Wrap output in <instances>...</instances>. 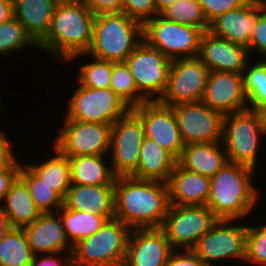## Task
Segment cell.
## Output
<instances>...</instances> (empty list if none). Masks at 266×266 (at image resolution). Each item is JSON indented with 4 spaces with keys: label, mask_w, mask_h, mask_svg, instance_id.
Returning a JSON list of instances; mask_svg holds the SVG:
<instances>
[{
    "label": "cell",
    "mask_w": 266,
    "mask_h": 266,
    "mask_svg": "<svg viewBox=\"0 0 266 266\" xmlns=\"http://www.w3.org/2000/svg\"><path fill=\"white\" fill-rule=\"evenodd\" d=\"M20 177L28 185L30 195L42 213H56L64 205V199L42 182L24 163Z\"/></svg>",
    "instance_id": "d6a6232c"
},
{
    "label": "cell",
    "mask_w": 266,
    "mask_h": 266,
    "mask_svg": "<svg viewBox=\"0 0 266 266\" xmlns=\"http://www.w3.org/2000/svg\"><path fill=\"white\" fill-rule=\"evenodd\" d=\"M177 159L154 140L144 137L137 170L131 175L136 179L167 183Z\"/></svg>",
    "instance_id": "484cf974"
},
{
    "label": "cell",
    "mask_w": 266,
    "mask_h": 266,
    "mask_svg": "<svg viewBox=\"0 0 266 266\" xmlns=\"http://www.w3.org/2000/svg\"><path fill=\"white\" fill-rule=\"evenodd\" d=\"M8 228H9V224L7 223L6 217L2 212V208L0 204V239L5 234Z\"/></svg>",
    "instance_id": "681fc988"
},
{
    "label": "cell",
    "mask_w": 266,
    "mask_h": 266,
    "mask_svg": "<svg viewBox=\"0 0 266 266\" xmlns=\"http://www.w3.org/2000/svg\"><path fill=\"white\" fill-rule=\"evenodd\" d=\"M258 2L261 5L263 11L266 13V0H258Z\"/></svg>",
    "instance_id": "816d5d0a"
},
{
    "label": "cell",
    "mask_w": 266,
    "mask_h": 266,
    "mask_svg": "<svg viewBox=\"0 0 266 266\" xmlns=\"http://www.w3.org/2000/svg\"><path fill=\"white\" fill-rule=\"evenodd\" d=\"M234 222L218 219L191 249L207 266H217L218 262L231 259L236 260V264L237 260L244 264L248 225Z\"/></svg>",
    "instance_id": "9c48e42d"
},
{
    "label": "cell",
    "mask_w": 266,
    "mask_h": 266,
    "mask_svg": "<svg viewBox=\"0 0 266 266\" xmlns=\"http://www.w3.org/2000/svg\"><path fill=\"white\" fill-rule=\"evenodd\" d=\"M131 228L109 219L93 235L73 246L72 266H123Z\"/></svg>",
    "instance_id": "5b68a950"
},
{
    "label": "cell",
    "mask_w": 266,
    "mask_h": 266,
    "mask_svg": "<svg viewBox=\"0 0 266 266\" xmlns=\"http://www.w3.org/2000/svg\"><path fill=\"white\" fill-rule=\"evenodd\" d=\"M108 156L79 155L68 157L71 167V183L77 185H114L113 173Z\"/></svg>",
    "instance_id": "83f0119b"
},
{
    "label": "cell",
    "mask_w": 266,
    "mask_h": 266,
    "mask_svg": "<svg viewBox=\"0 0 266 266\" xmlns=\"http://www.w3.org/2000/svg\"><path fill=\"white\" fill-rule=\"evenodd\" d=\"M259 118H260V123L264 129L265 132V137H266V105L262 106L258 111H257Z\"/></svg>",
    "instance_id": "f907efd6"
},
{
    "label": "cell",
    "mask_w": 266,
    "mask_h": 266,
    "mask_svg": "<svg viewBox=\"0 0 266 266\" xmlns=\"http://www.w3.org/2000/svg\"><path fill=\"white\" fill-rule=\"evenodd\" d=\"M31 266H72V252L34 254Z\"/></svg>",
    "instance_id": "7bdbcfd3"
},
{
    "label": "cell",
    "mask_w": 266,
    "mask_h": 266,
    "mask_svg": "<svg viewBox=\"0 0 266 266\" xmlns=\"http://www.w3.org/2000/svg\"><path fill=\"white\" fill-rule=\"evenodd\" d=\"M26 46L38 48V45L26 33L23 24L15 16L0 24V55L5 57L9 52L20 51Z\"/></svg>",
    "instance_id": "8d00e7d4"
},
{
    "label": "cell",
    "mask_w": 266,
    "mask_h": 266,
    "mask_svg": "<svg viewBox=\"0 0 266 266\" xmlns=\"http://www.w3.org/2000/svg\"><path fill=\"white\" fill-rule=\"evenodd\" d=\"M177 162L187 170L211 178L228 159L222 141H218L185 145Z\"/></svg>",
    "instance_id": "cb8c5ba5"
},
{
    "label": "cell",
    "mask_w": 266,
    "mask_h": 266,
    "mask_svg": "<svg viewBox=\"0 0 266 266\" xmlns=\"http://www.w3.org/2000/svg\"><path fill=\"white\" fill-rule=\"evenodd\" d=\"M165 266H207L191 249L173 250Z\"/></svg>",
    "instance_id": "ee69618b"
},
{
    "label": "cell",
    "mask_w": 266,
    "mask_h": 266,
    "mask_svg": "<svg viewBox=\"0 0 266 266\" xmlns=\"http://www.w3.org/2000/svg\"><path fill=\"white\" fill-rule=\"evenodd\" d=\"M23 230L33 254L72 252L73 250L57 212L42 213Z\"/></svg>",
    "instance_id": "44dd1931"
},
{
    "label": "cell",
    "mask_w": 266,
    "mask_h": 266,
    "mask_svg": "<svg viewBox=\"0 0 266 266\" xmlns=\"http://www.w3.org/2000/svg\"><path fill=\"white\" fill-rule=\"evenodd\" d=\"M164 18L179 24L208 31L209 23L198 0H176L161 13Z\"/></svg>",
    "instance_id": "d590c367"
},
{
    "label": "cell",
    "mask_w": 266,
    "mask_h": 266,
    "mask_svg": "<svg viewBox=\"0 0 266 266\" xmlns=\"http://www.w3.org/2000/svg\"><path fill=\"white\" fill-rule=\"evenodd\" d=\"M53 155L40 163L25 165L45 184L50 186L63 199L66 198L71 183V167L67 156L63 155L54 145ZM55 153V154H54Z\"/></svg>",
    "instance_id": "f1b7e54d"
},
{
    "label": "cell",
    "mask_w": 266,
    "mask_h": 266,
    "mask_svg": "<svg viewBox=\"0 0 266 266\" xmlns=\"http://www.w3.org/2000/svg\"><path fill=\"white\" fill-rule=\"evenodd\" d=\"M115 218L131 229L161 228L170 207L165 182L116 177L114 182Z\"/></svg>",
    "instance_id": "6da1fadb"
},
{
    "label": "cell",
    "mask_w": 266,
    "mask_h": 266,
    "mask_svg": "<svg viewBox=\"0 0 266 266\" xmlns=\"http://www.w3.org/2000/svg\"><path fill=\"white\" fill-rule=\"evenodd\" d=\"M173 250L162 228H135L123 266H165Z\"/></svg>",
    "instance_id": "ac0fdd59"
},
{
    "label": "cell",
    "mask_w": 266,
    "mask_h": 266,
    "mask_svg": "<svg viewBox=\"0 0 266 266\" xmlns=\"http://www.w3.org/2000/svg\"><path fill=\"white\" fill-rule=\"evenodd\" d=\"M114 185L72 184L64 205L72 210L98 216H115Z\"/></svg>",
    "instance_id": "603a6c76"
},
{
    "label": "cell",
    "mask_w": 266,
    "mask_h": 266,
    "mask_svg": "<svg viewBox=\"0 0 266 266\" xmlns=\"http://www.w3.org/2000/svg\"><path fill=\"white\" fill-rule=\"evenodd\" d=\"M1 208L11 228H24L42 214L30 195L28 185L20 176L5 195Z\"/></svg>",
    "instance_id": "4316f807"
},
{
    "label": "cell",
    "mask_w": 266,
    "mask_h": 266,
    "mask_svg": "<svg viewBox=\"0 0 266 266\" xmlns=\"http://www.w3.org/2000/svg\"><path fill=\"white\" fill-rule=\"evenodd\" d=\"M33 255L23 228L9 227L0 239V266H31Z\"/></svg>",
    "instance_id": "4dcf8cb0"
},
{
    "label": "cell",
    "mask_w": 266,
    "mask_h": 266,
    "mask_svg": "<svg viewBox=\"0 0 266 266\" xmlns=\"http://www.w3.org/2000/svg\"><path fill=\"white\" fill-rule=\"evenodd\" d=\"M125 62L134 78L137 91L147 101H159L167 88L172 60L143 40Z\"/></svg>",
    "instance_id": "30bf717a"
},
{
    "label": "cell",
    "mask_w": 266,
    "mask_h": 266,
    "mask_svg": "<svg viewBox=\"0 0 266 266\" xmlns=\"http://www.w3.org/2000/svg\"><path fill=\"white\" fill-rule=\"evenodd\" d=\"M248 49L228 39L205 31L200 41L198 58L210 71L243 74L249 57ZM250 58V59H249Z\"/></svg>",
    "instance_id": "d6986e66"
},
{
    "label": "cell",
    "mask_w": 266,
    "mask_h": 266,
    "mask_svg": "<svg viewBox=\"0 0 266 266\" xmlns=\"http://www.w3.org/2000/svg\"><path fill=\"white\" fill-rule=\"evenodd\" d=\"M59 0H12L13 16L38 45L47 35L54 8Z\"/></svg>",
    "instance_id": "d4e9b609"
},
{
    "label": "cell",
    "mask_w": 266,
    "mask_h": 266,
    "mask_svg": "<svg viewBox=\"0 0 266 266\" xmlns=\"http://www.w3.org/2000/svg\"><path fill=\"white\" fill-rule=\"evenodd\" d=\"M173 111L184 145L222 141V113L212 110L202 101L175 105Z\"/></svg>",
    "instance_id": "9a60e30c"
},
{
    "label": "cell",
    "mask_w": 266,
    "mask_h": 266,
    "mask_svg": "<svg viewBox=\"0 0 266 266\" xmlns=\"http://www.w3.org/2000/svg\"><path fill=\"white\" fill-rule=\"evenodd\" d=\"M57 213L60 215L67 238L72 246L96 233L107 220L115 216H98L72 210L63 205Z\"/></svg>",
    "instance_id": "f546056e"
},
{
    "label": "cell",
    "mask_w": 266,
    "mask_h": 266,
    "mask_svg": "<svg viewBox=\"0 0 266 266\" xmlns=\"http://www.w3.org/2000/svg\"><path fill=\"white\" fill-rule=\"evenodd\" d=\"M176 0H154L157 13L160 14L164 9L173 4Z\"/></svg>",
    "instance_id": "c3c4849f"
},
{
    "label": "cell",
    "mask_w": 266,
    "mask_h": 266,
    "mask_svg": "<svg viewBox=\"0 0 266 266\" xmlns=\"http://www.w3.org/2000/svg\"><path fill=\"white\" fill-rule=\"evenodd\" d=\"M250 57L258 53L266 59V13L258 2V21L252 32L249 47L247 48Z\"/></svg>",
    "instance_id": "60d3db41"
},
{
    "label": "cell",
    "mask_w": 266,
    "mask_h": 266,
    "mask_svg": "<svg viewBox=\"0 0 266 266\" xmlns=\"http://www.w3.org/2000/svg\"><path fill=\"white\" fill-rule=\"evenodd\" d=\"M257 21L258 0H250L241 8L217 16L209 23L208 31L248 48Z\"/></svg>",
    "instance_id": "ffe728a7"
},
{
    "label": "cell",
    "mask_w": 266,
    "mask_h": 266,
    "mask_svg": "<svg viewBox=\"0 0 266 266\" xmlns=\"http://www.w3.org/2000/svg\"><path fill=\"white\" fill-rule=\"evenodd\" d=\"M122 12L142 24L158 15L154 0H123Z\"/></svg>",
    "instance_id": "f35d334b"
},
{
    "label": "cell",
    "mask_w": 266,
    "mask_h": 266,
    "mask_svg": "<svg viewBox=\"0 0 266 266\" xmlns=\"http://www.w3.org/2000/svg\"><path fill=\"white\" fill-rule=\"evenodd\" d=\"M262 135L265 136V132L256 111L248 108L224 115L222 143L228 162L256 171Z\"/></svg>",
    "instance_id": "8992f818"
},
{
    "label": "cell",
    "mask_w": 266,
    "mask_h": 266,
    "mask_svg": "<svg viewBox=\"0 0 266 266\" xmlns=\"http://www.w3.org/2000/svg\"><path fill=\"white\" fill-rule=\"evenodd\" d=\"M144 125L145 137L171 153L177 160L182 154V141L173 107L159 101H147L131 109Z\"/></svg>",
    "instance_id": "2e32d148"
},
{
    "label": "cell",
    "mask_w": 266,
    "mask_h": 266,
    "mask_svg": "<svg viewBox=\"0 0 266 266\" xmlns=\"http://www.w3.org/2000/svg\"><path fill=\"white\" fill-rule=\"evenodd\" d=\"M167 185L170 205H207L210 177L187 170L177 162Z\"/></svg>",
    "instance_id": "7402d4cb"
},
{
    "label": "cell",
    "mask_w": 266,
    "mask_h": 266,
    "mask_svg": "<svg viewBox=\"0 0 266 266\" xmlns=\"http://www.w3.org/2000/svg\"><path fill=\"white\" fill-rule=\"evenodd\" d=\"M84 55L93 60L92 62L87 60L86 63L77 68L79 71L77 82L88 88H110L113 62L91 57L87 53H81L72 56L67 63H72L75 59H79L80 56Z\"/></svg>",
    "instance_id": "836d02e7"
},
{
    "label": "cell",
    "mask_w": 266,
    "mask_h": 266,
    "mask_svg": "<svg viewBox=\"0 0 266 266\" xmlns=\"http://www.w3.org/2000/svg\"><path fill=\"white\" fill-rule=\"evenodd\" d=\"M110 89L131 109L147 102L137 91L134 78L126 62H113Z\"/></svg>",
    "instance_id": "e575fe53"
},
{
    "label": "cell",
    "mask_w": 266,
    "mask_h": 266,
    "mask_svg": "<svg viewBox=\"0 0 266 266\" xmlns=\"http://www.w3.org/2000/svg\"><path fill=\"white\" fill-rule=\"evenodd\" d=\"M76 87L64 114L69 120L113 125L131 110L110 88Z\"/></svg>",
    "instance_id": "ba28073f"
},
{
    "label": "cell",
    "mask_w": 266,
    "mask_h": 266,
    "mask_svg": "<svg viewBox=\"0 0 266 266\" xmlns=\"http://www.w3.org/2000/svg\"><path fill=\"white\" fill-rule=\"evenodd\" d=\"M202 102L223 115L248 109L243 74L210 71Z\"/></svg>",
    "instance_id": "e0dca14e"
},
{
    "label": "cell",
    "mask_w": 266,
    "mask_h": 266,
    "mask_svg": "<svg viewBox=\"0 0 266 266\" xmlns=\"http://www.w3.org/2000/svg\"><path fill=\"white\" fill-rule=\"evenodd\" d=\"M252 57L243 72V84L249 109L257 112L266 105V59L252 63Z\"/></svg>",
    "instance_id": "1f68e13d"
},
{
    "label": "cell",
    "mask_w": 266,
    "mask_h": 266,
    "mask_svg": "<svg viewBox=\"0 0 266 266\" xmlns=\"http://www.w3.org/2000/svg\"><path fill=\"white\" fill-rule=\"evenodd\" d=\"M63 127L55 136L54 147L67 157L79 155L109 156L111 126L103 123H85L63 116Z\"/></svg>",
    "instance_id": "7c38bea8"
},
{
    "label": "cell",
    "mask_w": 266,
    "mask_h": 266,
    "mask_svg": "<svg viewBox=\"0 0 266 266\" xmlns=\"http://www.w3.org/2000/svg\"><path fill=\"white\" fill-rule=\"evenodd\" d=\"M143 41V24L125 13H102L95 17L93 39L86 52L91 57L124 62Z\"/></svg>",
    "instance_id": "277c9868"
},
{
    "label": "cell",
    "mask_w": 266,
    "mask_h": 266,
    "mask_svg": "<svg viewBox=\"0 0 266 266\" xmlns=\"http://www.w3.org/2000/svg\"><path fill=\"white\" fill-rule=\"evenodd\" d=\"M84 2L94 15L122 12L123 0H85Z\"/></svg>",
    "instance_id": "f6af8a7d"
},
{
    "label": "cell",
    "mask_w": 266,
    "mask_h": 266,
    "mask_svg": "<svg viewBox=\"0 0 266 266\" xmlns=\"http://www.w3.org/2000/svg\"><path fill=\"white\" fill-rule=\"evenodd\" d=\"M255 172L245 165L228 162L210 178L207 207L218 219L239 221L255 210L260 199Z\"/></svg>",
    "instance_id": "3957f363"
},
{
    "label": "cell",
    "mask_w": 266,
    "mask_h": 266,
    "mask_svg": "<svg viewBox=\"0 0 266 266\" xmlns=\"http://www.w3.org/2000/svg\"><path fill=\"white\" fill-rule=\"evenodd\" d=\"M10 140L3 128H0V171L22 168V160L17 159Z\"/></svg>",
    "instance_id": "b9f144b4"
},
{
    "label": "cell",
    "mask_w": 266,
    "mask_h": 266,
    "mask_svg": "<svg viewBox=\"0 0 266 266\" xmlns=\"http://www.w3.org/2000/svg\"><path fill=\"white\" fill-rule=\"evenodd\" d=\"M144 137V125L132 110L111 126L109 159L116 177L131 176L137 170Z\"/></svg>",
    "instance_id": "5bb4252c"
},
{
    "label": "cell",
    "mask_w": 266,
    "mask_h": 266,
    "mask_svg": "<svg viewBox=\"0 0 266 266\" xmlns=\"http://www.w3.org/2000/svg\"><path fill=\"white\" fill-rule=\"evenodd\" d=\"M96 15L84 1L59 0L54 8L50 29L38 44V50L56 60L67 62L72 56L86 53L93 39Z\"/></svg>",
    "instance_id": "7a4b0ae2"
},
{
    "label": "cell",
    "mask_w": 266,
    "mask_h": 266,
    "mask_svg": "<svg viewBox=\"0 0 266 266\" xmlns=\"http://www.w3.org/2000/svg\"><path fill=\"white\" fill-rule=\"evenodd\" d=\"M13 16L12 0H0V24L9 20Z\"/></svg>",
    "instance_id": "7dc6e473"
},
{
    "label": "cell",
    "mask_w": 266,
    "mask_h": 266,
    "mask_svg": "<svg viewBox=\"0 0 266 266\" xmlns=\"http://www.w3.org/2000/svg\"><path fill=\"white\" fill-rule=\"evenodd\" d=\"M217 221L207 205H170L161 228L174 250L192 249Z\"/></svg>",
    "instance_id": "8fae6325"
},
{
    "label": "cell",
    "mask_w": 266,
    "mask_h": 266,
    "mask_svg": "<svg viewBox=\"0 0 266 266\" xmlns=\"http://www.w3.org/2000/svg\"><path fill=\"white\" fill-rule=\"evenodd\" d=\"M208 23L217 16L246 5L250 0H198Z\"/></svg>",
    "instance_id": "ab89813d"
},
{
    "label": "cell",
    "mask_w": 266,
    "mask_h": 266,
    "mask_svg": "<svg viewBox=\"0 0 266 266\" xmlns=\"http://www.w3.org/2000/svg\"><path fill=\"white\" fill-rule=\"evenodd\" d=\"M266 266V223L248 225L244 263Z\"/></svg>",
    "instance_id": "74e56055"
},
{
    "label": "cell",
    "mask_w": 266,
    "mask_h": 266,
    "mask_svg": "<svg viewBox=\"0 0 266 266\" xmlns=\"http://www.w3.org/2000/svg\"><path fill=\"white\" fill-rule=\"evenodd\" d=\"M21 170H3L0 171V204L5 195L10 191L13 183L20 176Z\"/></svg>",
    "instance_id": "bcb514c9"
},
{
    "label": "cell",
    "mask_w": 266,
    "mask_h": 266,
    "mask_svg": "<svg viewBox=\"0 0 266 266\" xmlns=\"http://www.w3.org/2000/svg\"><path fill=\"white\" fill-rule=\"evenodd\" d=\"M210 70L198 58H180L171 62L167 88L159 102L173 107L201 102Z\"/></svg>",
    "instance_id": "4fadbf2b"
},
{
    "label": "cell",
    "mask_w": 266,
    "mask_h": 266,
    "mask_svg": "<svg viewBox=\"0 0 266 266\" xmlns=\"http://www.w3.org/2000/svg\"><path fill=\"white\" fill-rule=\"evenodd\" d=\"M204 31L170 21L160 14L143 24V40L174 60L198 57Z\"/></svg>",
    "instance_id": "52a82bcc"
}]
</instances>
